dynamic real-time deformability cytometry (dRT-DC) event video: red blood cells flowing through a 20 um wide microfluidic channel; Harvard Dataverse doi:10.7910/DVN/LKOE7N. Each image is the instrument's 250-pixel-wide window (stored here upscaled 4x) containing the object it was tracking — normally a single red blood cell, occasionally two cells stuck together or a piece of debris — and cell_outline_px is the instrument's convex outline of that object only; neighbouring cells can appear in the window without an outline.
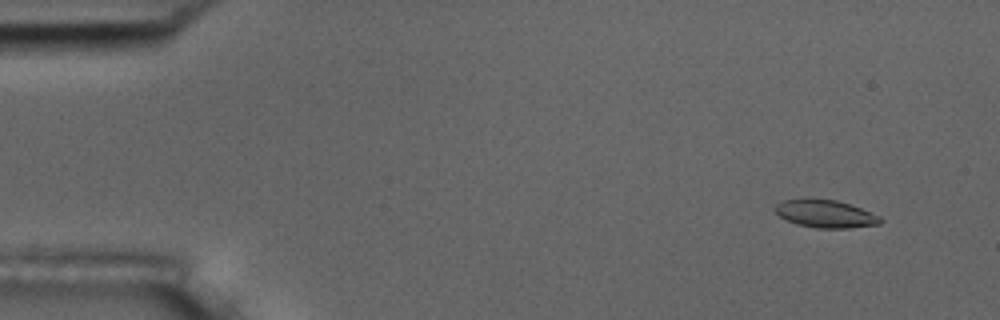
{"species": "common noctule bat (a hibernating species)", "species_latin": "Nyctalus noctula", "temperature_condition": "room temperature", "stored_images_in_passage": 5, "camera_frame_rate_fps": 3000, "um_per_image_px": 0.085, "animal": {"sex": "male", "body_mass_g": 17.5, "forearm_length_mm": 52.3}, "frame": {"image": 1, "passage_image": 1, "time_ms": 0.0, "image_size_px": [1000, 320], "cell_outline_px": [[884, 220], [880, 224], [848, 228], [816, 228], [796, 224], [780, 216], [772, 208], [776, 204], [784, 200], [836, 200], [860, 208], [880, 216]], "centroid_in_image_um": [70.18, 18.2], "position_along_channel_um": 14.8, "area_um2": 16.65}}
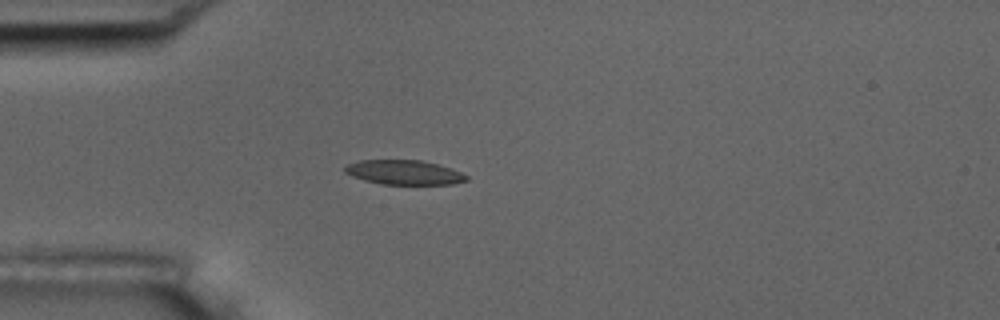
{"frame": {"image": 2, "passage_image": 4, "time_ms": 3.667, "image_size_px": [1000, 320], "cell_outline_px": [[468, 180], [452, 184], [380, 184], [364, 180], [352, 176], [344, 172], [344, 168], [348, 164], [360, 160], [420, 160], [436, 164], [460, 172], [468, 176]], "centroid_in_image_um": [34.31, 14.65], "position_along_channel_um": 50.7, "area_um2": 17.17}}